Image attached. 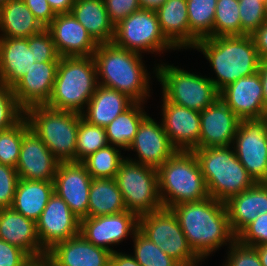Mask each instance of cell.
<instances>
[{
  "mask_svg": "<svg viewBox=\"0 0 267 266\" xmlns=\"http://www.w3.org/2000/svg\"><path fill=\"white\" fill-rule=\"evenodd\" d=\"M30 258L19 247L0 239V266H24Z\"/></svg>",
  "mask_w": 267,
  "mask_h": 266,
  "instance_id": "47",
  "label": "cell"
},
{
  "mask_svg": "<svg viewBox=\"0 0 267 266\" xmlns=\"http://www.w3.org/2000/svg\"><path fill=\"white\" fill-rule=\"evenodd\" d=\"M0 239L19 247L31 258L47 255L39 241L36 222L12 208H0Z\"/></svg>",
  "mask_w": 267,
  "mask_h": 266,
  "instance_id": "24",
  "label": "cell"
},
{
  "mask_svg": "<svg viewBox=\"0 0 267 266\" xmlns=\"http://www.w3.org/2000/svg\"><path fill=\"white\" fill-rule=\"evenodd\" d=\"M71 13L98 44L113 42L115 26L104 0H75Z\"/></svg>",
  "mask_w": 267,
  "mask_h": 266,
  "instance_id": "29",
  "label": "cell"
},
{
  "mask_svg": "<svg viewBox=\"0 0 267 266\" xmlns=\"http://www.w3.org/2000/svg\"><path fill=\"white\" fill-rule=\"evenodd\" d=\"M36 230L41 246L50 250L56 243L80 234V219L67 203L55 192L49 198L39 219Z\"/></svg>",
  "mask_w": 267,
  "mask_h": 266,
  "instance_id": "14",
  "label": "cell"
},
{
  "mask_svg": "<svg viewBox=\"0 0 267 266\" xmlns=\"http://www.w3.org/2000/svg\"><path fill=\"white\" fill-rule=\"evenodd\" d=\"M241 36L252 35L266 21L264 0H239Z\"/></svg>",
  "mask_w": 267,
  "mask_h": 266,
  "instance_id": "40",
  "label": "cell"
},
{
  "mask_svg": "<svg viewBox=\"0 0 267 266\" xmlns=\"http://www.w3.org/2000/svg\"><path fill=\"white\" fill-rule=\"evenodd\" d=\"M44 29L23 0H9L0 8V37L28 38Z\"/></svg>",
  "mask_w": 267,
  "mask_h": 266,
  "instance_id": "31",
  "label": "cell"
},
{
  "mask_svg": "<svg viewBox=\"0 0 267 266\" xmlns=\"http://www.w3.org/2000/svg\"><path fill=\"white\" fill-rule=\"evenodd\" d=\"M232 147L254 182L267 183L266 117L241 120Z\"/></svg>",
  "mask_w": 267,
  "mask_h": 266,
  "instance_id": "12",
  "label": "cell"
},
{
  "mask_svg": "<svg viewBox=\"0 0 267 266\" xmlns=\"http://www.w3.org/2000/svg\"><path fill=\"white\" fill-rule=\"evenodd\" d=\"M9 0H0V8L5 5Z\"/></svg>",
  "mask_w": 267,
  "mask_h": 266,
  "instance_id": "56",
  "label": "cell"
},
{
  "mask_svg": "<svg viewBox=\"0 0 267 266\" xmlns=\"http://www.w3.org/2000/svg\"><path fill=\"white\" fill-rule=\"evenodd\" d=\"M165 0H139L142 8L157 9L164 3Z\"/></svg>",
  "mask_w": 267,
  "mask_h": 266,
  "instance_id": "55",
  "label": "cell"
},
{
  "mask_svg": "<svg viewBox=\"0 0 267 266\" xmlns=\"http://www.w3.org/2000/svg\"><path fill=\"white\" fill-rule=\"evenodd\" d=\"M19 179L16 168L0 164V208H11Z\"/></svg>",
  "mask_w": 267,
  "mask_h": 266,
  "instance_id": "45",
  "label": "cell"
},
{
  "mask_svg": "<svg viewBox=\"0 0 267 266\" xmlns=\"http://www.w3.org/2000/svg\"><path fill=\"white\" fill-rule=\"evenodd\" d=\"M55 14L71 13L75 0H47Z\"/></svg>",
  "mask_w": 267,
  "mask_h": 266,
  "instance_id": "51",
  "label": "cell"
},
{
  "mask_svg": "<svg viewBox=\"0 0 267 266\" xmlns=\"http://www.w3.org/2000/svg\"><path fill=\"white\" fill-rule=\"evenodd\" d=\"M61 57L93 56L98 43L72 13L56 14L46 28Z\"/></svg>",
  "mask_w": 267,
  "mask_h": 266,
  "instance_id": "21",
  "label": "cell"
},
{
  "mask_svg": "<svg viewBox=\"0 0 267 266\" xmlns=\"http://www.w3.org/2000/svg\"><path fill=\"white\" fill-rule=\"evenodd\" d=\"M127 151L136 152L135 158L126 157L129 160L158 169L177 150L170 143L162 122L158 123L148 115L141 122Z\"/></svg>",
  "mask_w": 267,
  "mask_h": 266,
  "instance_id": "15",
  "label": "cell"
},
{
  "mask_svg": "<svg viewBox=\"0 0 267 266\" xmlns=\"http://www.w3.org/2000/svg\"><path fill=\"white\" fill-rule=\"evenodd\" d=\"M97 86L93 56L60 57L53 90L45 105L82 113Z\"/></svg>",
  "mask_w": 267,
  "mask_h": 266,
  "instance_id": "4",
  "label": "cell"
},
{
  "mask_svg": "<svg viewBox=\"0 0 267 266\" xmlns=\"http://www.w3.org/2000/svg\"><path fill=\"white\" fill-rule=\"evenodd\" d=\"M240 121L219 97L200 112L199 148L231 146Z\"/></svg>",
  "mask_w": 267,
  "mask_h": 266,
  "instance_id": "19",
  "label": "cell"
},
{
  "mask_svg": "<svg viewBox=\"0 0 267 266\" xmlns=\"http://www.w3.org/2000/svg\"><path fill=\"white\" fill-rule=\"evenodd\" d=\"M252 37L261 60L267 59V21L252 34Z\"/></svg>",
  "mask_w": 267,
  "mask_h": 266,
  "instance_id": "49",
  "label": "cell"
},
{
  "mask_svg": "<svg viewBox=\"0 0 267 266\" xmlns=\"http://www.w3.org/2000/svg\"><path fill=\"white\" fill-rule=\"evenodd\" d=\"M193 152L210 197L225 203L232 196L240 194L255 184L238 160L232 145L197 148Z\"/></svg>",
  "mask_w": 267,
  "mask_h": 266,
  "instance_id": "5",
  "label": "cell"
},
{
  "mask_svg": "<svg viewBox=\"0 0 267 266\" xmlns=\"http://www.w3.org/2000/svg\"><path fill=\"white\" fill-rule=\"evenodd\" d=\"M132 240L134 254L132 253L131 255L141 266H181L139 230L134 233Z\"/></svg>",
  "mask_w": 267,
  "mask_h": 266,
  "instance_id": "38",
  "label": "cell"
},
{
  "mask_svg": "<svg viewBox=\"0 0 267 266\" xmlns=\"http://www.w3.org/2000/svg\"><path fill=\"white\" fill-rule=\"evenodd\" d=\"M113 43L138 54L177 50L163 35L155 10L140 8L115 25Z\"/></svg>",
  "mask_w": 267,
  "mask_h": 266,
  "instance_id": "11",
  "label": "cell"
},
{
  "mask_svg": "<svg viewBox=\"0 0 267 266\" xmlns=\"http://www.w3.org/2000/svg\"><path fill=\"white\" fill-rule=\"evenodd\" d=\"M110 21L117 25L141 7L139 0H104Z\"/></svg>",
  "mask_w": 267,
  "mask_h": 266,
  "instance_id": "46",
  "label": "cell"
},
{
  "mask_svg": "<svg viewBox=\"0 0 267 266\" xmlns=\"http://www.w3.org/2000/svg\"><path fill=\"white\" fill-rule=\"evenodd\" d=\"M161 101L160 122L177 151H193L199 148L200 112L167 101Z\"/></svg>",
  "mask_w": 267,
  "mask_h": 266,
  "instance_id": "17",
  "label": "cell"
},
{
  "mask_svg": "<svg viewBox=\"0 0 267 266\" xmlns=\"http://www.w3.org/2000/svg\"><path fill=\"white\" fill-rule=\"evenodd\" d=\"M144 104L134 102L105 127L109 145L124 151L128 150L141 122L149 115L144 109L146 107Z\"/></svg>",
  "mask_w": 267,
  "mask_h": 266,
  "instance_id": "33",
  "label": "cell"
},
{
  "mask_svg": "<svg viewBox=\"0 0 267 266\" xmlns=\"http://www.w3.org/2000/svg\"><path fill=\"white\" fill-rule=\"evenodd\" d=\"M157 172L159 194L165 208L209 197L205 179L193 151H176Z\"/></svg>",
  "mask_w": 267,
  "mask_h": 266,
  "instance_id": "6",
  "label": "cell"
},
{
  "mask_svg": "<svg viewBox=\"0 0 267 266\" xmlns=\"http://www.w3.org/2000/svg\"><path fill=\"white\" fill-rule=\"evenodd\" d=\"M165 38L179 51L190 49L187 0H165L155 9Z\"/></svg>",
  "mask_w": 267,
  "mask_h": 266,
  "instance_id": "28",
  "label": "cell"
},
{
  "mask_svg": "<svg viewBox=\"0 0 267 266\" xmlns=\"http://www.w3.org/2000/svg\"><path fill=\"white\" fill-rule=\"evenodd\" d=\"M142 56L113 42L98 44L93 54L98 85L124 93L134 102L146 103L152 81Z\"/></svg>",
  "mask_w": 267,
  "mask_h": 266,
  "instance_id": "2",
  "label": "cell"
},
{
  "mask_svg": "<svg viewBox=\"0 0 267 266\" xmlns=\"http://www.w3.org/2000/svg\"><path fill=\"white\" fill-rule=\"evenodd\" d=\"M35 56L28 38L0 37V83L13 87L33 66Z\"/></svg>",
  "mask_w": 267,
  "mask_h": 266,
  "instance_id": "26",
  "label": "cell"
},
{
  "mask_svg": "<svg viewBox=\"0 0 267 266\" xmlns=\"http://www.w3.org/2000/svg\"><path fill=\"white\" fill-rule=\"evenodd\" d=\"M153 69L161 84L162 96L171 103L201 112L219 98V91L206 75L162 62Z\"/></svg>",
  "mask_w": 267,
  "mask_h": 266,
  "instance_id": "8",
  "label": "cell"
},
{
  "mask_svg": "<svg viewBox=\"0 0 267 266\" xmlns=\"http://www.w3.org/2000/svg\"><path fill=\"white\" fill-rule=\"evenodd\" d=\"M30 129L23 117L13 127L0 131V164L16 168L24 134Z\"/></svg>",
  "mask_w": 267,
  "mask_h": 266,
  "instance_id": "39",
  "label": "cell"
},
{
  "mask_svg": "<svg viewBox=\"0 0 267 266\" xmlns=\"http://www.w3.org/2000/svg\"><path fill=\"white\" fill-rule=\"evenodd\" d=\"M115 180L127 211L139 217L163 207L157 169L125 158L119 166Z\"/></svg>",
  "mask_w": 267,
  "mask_h": 266,
  "instance_id": "10",
  "label": "cell"
},
{
  "mask_svg": "<svg viewBox=\"0 0 267 266\" xmlns=\"http://www.w3.org/2000/svg\"><path fill=\"white\" fill-rule=\"evenodd\" d=\"M53 266H110L111 252L88 242L81 234L56 243L47 251Z\"/></svg>",
  "mask_w": 267,
  "mask_h": 266,
  "instance_id": "23",
  "label": "cell"
},
{
  "mask_svg": "<svg viewBox=\"0 0 267 266\" xmlns=\"http://www.w3.org/2000/svg\"><path fill=\"white\" fill-rule=\"evenodd\" d=\"M33 130L60 162L76 161V141L81 113L35 105L24 111Z\"/></svg>",
  "mask_w": 267,
  "mask_h": 266,
  "instance_id": "7",
  "label": "cell"
},
{
  "mask_svg": "<svg viewBox=\"0 0 267 266\" xmlns=\"http://www.w3.org/2000/svg\"><path fill=\"white\" fill-rule=\"evenodd\" d=\"M59 163L33 130L24 134L16 165L20 179L54 181Z\"/></svg>",
  "mask_w": 267,
  "mask_h": 266,
  "instance_id": "20",
  "label": "cell"
},
{
  "mask_svg": "<svg viewBox=\"0 0 267 266\" xmlns=\"http://www.w3.org/2000/svg\"><path fill=\"white\" fill-rule=\"evenodd\" d=\"M241 36L239 0H217L213 37Z\"/></svg>",
  "mask_w": 267,
  "mask_h": 266,
  "instance_id": "36",
  "label": "cell"
},
{
  "mask_svg": "<svg viewBox=\"0 0 267 266\" xmlns=\"http://www.w3.org/2000/svg\"><path fill=\"white\" fill-rule=\"evenodd\" d=\"M236 239L248 246H258L267 243V213L249 223L237 236Z\"/></svg>",
  "mask_w": 267,
  "mask_h": 266,
  "instance_id": "44",
  "label": "cell"
},
{
  "mask_svg": "<svg viewBox=\"0 0 267 266\" xmlns=\"http://www.w3.org/2000/svg\"><path fill=\"white\" fill-rule=\"evenodd\" d=\"M222 266H262L254 246H248L235 239L227 249Z\"/></svg>",
  "mask_w": 267,
  "mask_h": 266,
  "instance_id": "43",
  "label": "cell"
},
{
  "mask_svg": "<svg viewBox=\"0 0 267 266\" xmlns=\"http://www.w3.org/2000/svg\"><path fill=\"white\" fill-rule=\"evenodd\" d=\"M258 72L260 74V78L263 85V98L265 109L267 111V59L261 60Z\"/></svg>",
  "mask_w": 267,
  "mask_h": 266,
  "instance_id": "52",
  "label": "cell"
},
{
  "mask_svg": "<svg viewBox=\"0 0 267 266\" xmlns=\"http://www.w3.org/2000/svg\"><path fill=\"white\" fill-rule=\"evenodd\" d=\"M76 142V162H82L97 150L109 145L105 128L92 125L83 118L79 122Z\"/></svg>",
  "mask_w": 267,
  "mask_h": 266,
  "instance_id": "37",
  "label": "cell"
},
{
  "mask_svg": "<svg viewBox=\"0 0 267 266\" xmlns=\"http://www.w3.org/2000/svg\"><path fill=\"white\" fill-rule=\"evenodd\" d=\"M24 266H53L51 260L47 255L30 258Z\"/></svg>",
  "mask_w": 267,
  "mask_h": 266,
  "instance_id": "53",
  "label": "cell"
},
{
  "mask_svg": "<svg viewBox=\"0 0 267 266\" xmlns=\"http://www.w3.org/2000/svg\"><path fill=\"white\" fill-rule=\"evenodd\" d=\"M266 141H267V116H266Z\"/></svg>",
  "mask_w": 267,
  "mask_h": 266,
  "instance_id": "58",
  "label": "cell"
},
{
  "mask_svg": "<svg viewBox=\"0 0 267 266\" xmlns=\"http://www.w3.org/2000/svg\"><path fill=\"white\" fill-rule=\"evenodd\" d=\"M256 249L262 266H267V243L254 246Z\"/></svg>",
  "mask_w": 267,
  "mask_h": 266,
  "instance_id": "54",
  "label": "cell"
},
{
  "mask_svg": "<svg viewBox=\"0 0 267 266\" xmlns=\"http://www.w3.org/2000/svg\"><path fill=\"white\" fill-rule=\"evenodd\" d=\"M28 46L35 56L37 62L59 61L51 33L45 28L42 32L28 37Z\"/></svg>",
  "mask_w": 267,
  "mask_h": 266,
  "instance_id": "42",
  "label": "cell"
},
{
  "mask_svg": "<svg viewBox=\"0 0 267 266\" xmlns=\"http://www.w3.org/2000/svg\"><path fill=\"white\" fill-rule=\"evenodd\" d=\"M24 117V110L17 104L11 87L0 83V131L9 129Z\"/></svg>",
  "mask_w": 267,
  "mask_h": 266,
  "instance_id": "41",
  "label": "cell"
},
{
  "mask_svg": "<svg viewBox=\"0 0 267 266\" xmlns=\"http://www.w3.org/2000/svg\"><path fill=\"white\" fill-rule=\"evenodd\" d=\"M217 0H187L190 50L200 39L213 37Z\"/></svg>",
  "mask_w": 267,
  "mask_h": 266,
  "instance_id": "34",
  "label": "cell"
},
{
  "mask_svg": "<svg viewBox=\"0 0 267 266\" xmlns=\"http://www.w3.org/2000/svg\"><path fill=\"white\" fill-rule=\"evenodd\" d=\"M121 151L116 146L108 145L85 158L82 163L92 179L115 178L121 162L126 158Z\"/></svg>",
  "mask_w": 267,
  "mask_h": 266,
  "instance_id": "35",
  "label": "cell"
},
{
  "mask_svg": "<svg viewBox=\"0 0 267 266\" xmlns=\"http://www.w3.org/2000/svg\"><path fill=\"white\" fill-rule=\"evenodd\" d=\"M54 193V181L19 179L11 208L37 221Z\"/></svg>",
  "mask_w": 267,
  "mask_h": 266,
  "instance_id": "30",
  "label": "cell"
},
{
  "mask_svg": "<svg viewBox=\"0 0 267 266\" xmlns=\"http://www.w3.org/2000/svg\"><path fill=\"white\" fill-rule=\"evenodd\" d=\"M92 177L82 162H60L54 177V192L81 220L87 217Z\"/></svg>",
  "mask_w": 267,
  "mask_h": 266,
  "instance_id": "16",
  "label": "cell"
},
{
  "mask_svg": "<svg viewBox=\"0 0 267 266\" xmlns=\"http://www.w3.org/2000/svg\"><path fill=\"white\" fill-rule=\"evenodd\" d=\"M59 61L34 62L29 71L12 87L17 104L25 111L45 105L52 93Z\"/></svg>",
  "mask_w": 267,
  "mask_h": 266,
  "instance_id": "22",
  "label": "cell"
},
{
  "mask_svg": "<svg viewBox=\"0 0 267 266\" xmlns=\"http://www.w3.org/2000/svg\"><path fill=\"white\" fill-rule=\"evenodd\" d=\"M23 1L44 28H47L51 21L56 17V14L48 4L47 0Z\"/></svg>",
  "mask_w": 267,
  "mask_h": 266,
  "instance_id": "48",
  "label": "cell"
},
{
  "mask_svg": "<svg viewBox=\"0 0 267 266\" xmlns=\"http://www.w3.org/2000/svg\"><path fill=\"white\" fill-rule=\"evenodd\" d=\"M139 217L130 211L80 220V234L93 245L113 253L112 247L134 236L138 230ZM112 246V247H111Z\"/></svg>",
  "mask_w": 267,
  "mask_h": 266,
  "instance_id": "13",
  "label": "cell"
},
{
  "mask_svg": "<svg viewBox=\"0 0 267 266\" xmlns=\"http://www.w3.org/2000/svg\"><path fill=\"white\" fill-rule=\"evenodd\" d=\"M232 232L237 236L258 215L267 213V183H255L251 188L225 202Z\"/></svg>",
  "mask_w": 267,
  "mask_h": 266,
  "instance_id": "25",
  "label": "cell"
},
{
  "mask_svg": "<svg viewBox=\"0 0 267 266\" xmlns=\"http://www.w3.org/2000/svg\"><path fill=\"white\" fill-rule=\"evenodd\" d=\"M134 101L115 89L98 85L82 118L92 125L106 127L118 115L127 110Z\"/></svg>",
  "mask_w": 267,
  "mask_h": 266,
  "instance_id": "27",
  "label": "cell"
},
{
  "mask_svg": "<svg viewBox=\"0 0 267 266\" xmlns=\"http://www.w3.org/2000/svg\"><path fill=\"white\" fill-rule=\"evenodd\" d=\"M138 230L181 266H198L202 260L189 246L177 216L162 207L139 216Z\"/></svg>",
  "mask_w": 267,
  "mask_h": 266,
  "instance_id": "9",
  "label": "cell"
},
{
  "mask_svg": "<svg viewBox=\"0 0 267 266\" xmlns=\"http://www.w3.org/2000/svg\"><path fill=\"white\" fill-rule=\"evenodd\" d=\"M126 211V205L115 178H93L89 191L87 217Z\"/></svg>",
  "mask_w": 267,
  "mask_h": 266,
  "instance_id": "32",
  "label": "cell"
},
{
  "mask_svg": "<svg viewBox=\"0 0 267 266\" xmlns=\"http://www.w3.org/2000/svg\"><path fill=\"white\" fill-rule=\"evenodd\" d=\"M193 49L209 61L215 77H209L220 92L241 77L258 72L261 58L252 35L216 36L198 40Z\"/></svg>",
  "mask_w": 267,
  "mask_h": 266,
  "instance_id": "3",
  "label": "cell"
},
{
  "mask_svg": "<svg viewBox=\"0 0 267 266\" xmlns=\"http://www.w3.org/2000/svg\"><path fill=\"white\" fill-rule=\"evenodd\" d=\"M265 1V12H266V18H267V0H264Z\"/></svg>",
  "mask_w": 267,
  "mask_h": 266,
  "instance_id": "57",
  "label": "cell"
},
{
  "mask_svg": "<svg viewBox=\"0 0 267 266\" xmlns=\"http://www.w3.org/2000/svg\"><path fill=\"white\" fill-rule=\"evenodd\" d=\"M110 266H141L131 254L114 251L110 256Z\"/></svg>",
  "mask_w": 267,
  "mask_h": 266,
  "instance_id": "50",
  "label": "cell"
},
{
  "mask_svg": "<svg viewBox=\"0 0 267 266\" xmlns=\"http://www.w3.org/2000/svg\"><path fill=\"white\" fill-rule=\"evenodd\" d=\"M219 97L241 120L267 116L259 72L228 84Z\"/></svg>",
  "mask_w": 267,
  "mask_h": 266,
  "instance_id": "18",
  "label": "cell"
},
{
  "mask_svg": "<svg viewBox=\"0 0 267 266\" xmlns=\"http://www.w3.org/2000/svg\"><path fill=\"white\" fill-rule=\"evenodd\" d=\"M194 253L202 260L236 239L224 202L212 197L171 207Z\"/></svg>",
  "mask_w": 267,
  "mask_h": 266,
  "instance_id": "1",
  "label": "cell"
}]
</instances>
